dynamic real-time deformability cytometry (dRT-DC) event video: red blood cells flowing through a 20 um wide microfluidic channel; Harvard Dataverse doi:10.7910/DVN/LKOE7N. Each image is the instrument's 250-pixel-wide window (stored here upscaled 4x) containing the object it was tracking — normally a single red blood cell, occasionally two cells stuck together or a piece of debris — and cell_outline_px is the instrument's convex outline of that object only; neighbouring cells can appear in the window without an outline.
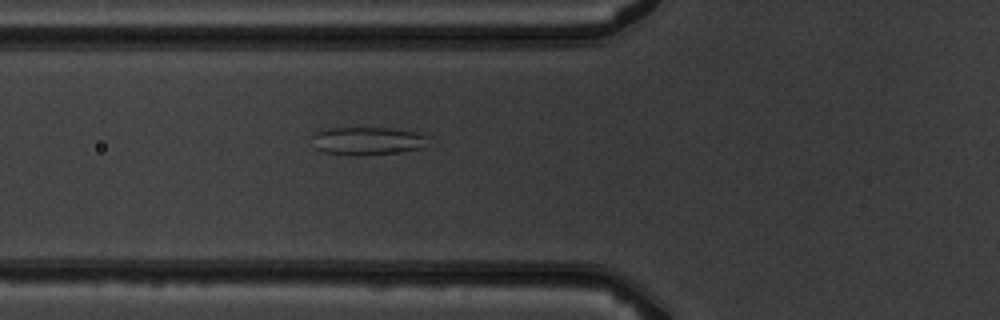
{"species": "common noctule bat (a hibernating species)", "species_latin": "Nyctalus noctula", "temperature_condition": "warm", "stored_images_in_passage": 2, "camera_frame_rate_fps": 3000, "um_per_image_px": 0.085, "animal": {"sex": "male", "body_mass_g": 19.5, "forearm_length_mm": 54.6}, "frame": {"image": 1, "passage_image": 2, "time_ms": 1.0, "image_size_px": [1000, 320], "cell_outline_px": [[428, 136], [420, 148], [392, 152], [352, 156], [324, 152], [316, 148], [312, 136], [312, 132], [328, 128], [388, 128], [416, 132]], "centroid_in_image_um": [31.13, 11.96], "position_along_channel_um": 94.7, "area_um2": 18.55}}